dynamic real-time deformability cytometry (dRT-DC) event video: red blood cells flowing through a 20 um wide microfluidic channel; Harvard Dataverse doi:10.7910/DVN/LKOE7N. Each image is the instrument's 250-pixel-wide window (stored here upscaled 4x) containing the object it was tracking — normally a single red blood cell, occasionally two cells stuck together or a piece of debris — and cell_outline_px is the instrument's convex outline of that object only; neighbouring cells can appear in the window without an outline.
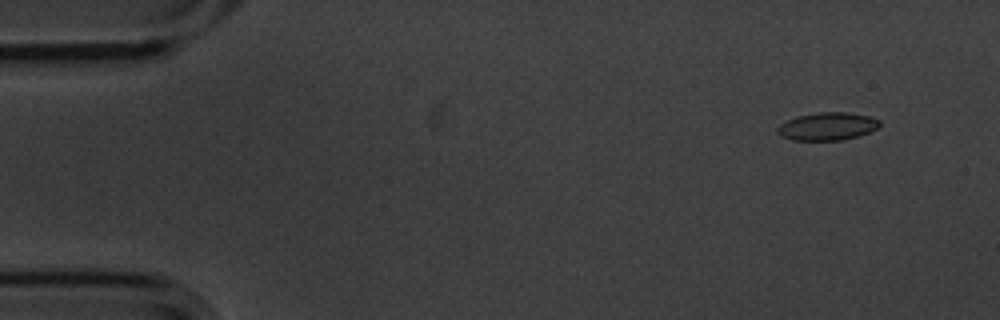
{"species": "common noctule bat (a hibernating species)", "species_latin": "Nyctalus noctula", "temperature_condition": "cold", "stored_images_in_passage": 5, "camera_frame_rate_fps": 3000, "um_per_image_px": 0.085, "animal": {"sex": "male", "body_mass_g": 20.1, "forearm_length_mm": 53.5}, "frame": {"image": 1, "passage_image": 2, "time_ms": 0.333, "image_size_px": [1000, 320], "cell_outline_px": [[880, 124], [876, 128], [868, 132], [844, 140], [792, 140], [780, 136], [776, 132], [776, 128], [780, 124], [796, 116], [816, 112], [848, 112], [868, 116], [880, 120]], "centroid_in_image_um": [70.28, 10.73], "position_along_channel_um": 14.7, "area_um2": 16.59}}